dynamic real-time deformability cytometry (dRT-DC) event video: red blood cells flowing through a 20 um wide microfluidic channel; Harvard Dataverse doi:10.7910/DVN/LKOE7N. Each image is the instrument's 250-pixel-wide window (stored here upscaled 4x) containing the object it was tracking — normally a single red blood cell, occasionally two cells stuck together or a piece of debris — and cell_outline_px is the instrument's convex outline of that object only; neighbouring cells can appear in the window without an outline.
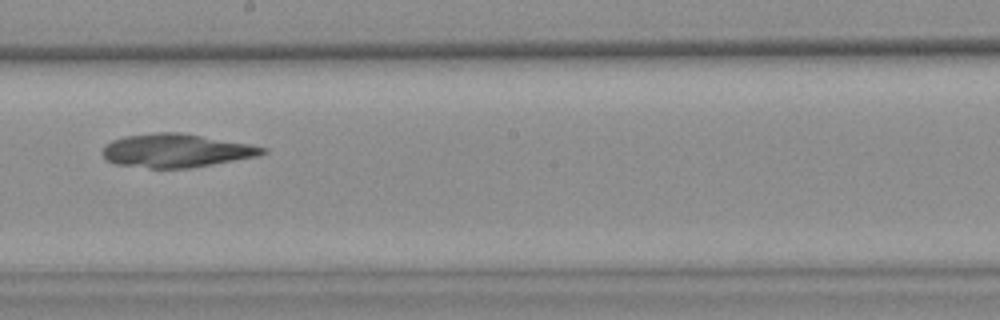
{"species": "common noctule bat (a hibernating species)", "species_latin": "Nyctalus noctula", "temperature_condition": "warm", "stored_images_in_passage": 7, "camera_frame_rate_fps": 3000, "um_per_image_px": 0.085, "animal": {"sex": "female", "body_mass_g": 25.1}, "frame": {"image": 1, "passage_image": 7, "time_ms": 2.0, "image_size_px": [1000, 320], "cell_outline_px": [[268, 152], [260, 156], [188, 168], [148, 168], [116, 164], [108, 160], [100, 152], [104, 144], [112, 140], [124, 136], [156, 132], [180, 132], [252, 144], [268, 148]], "centroid_in_image_um": [14.99, 12.79], "position_along_channel_um": 233.2, "area_um2": 31.5}}